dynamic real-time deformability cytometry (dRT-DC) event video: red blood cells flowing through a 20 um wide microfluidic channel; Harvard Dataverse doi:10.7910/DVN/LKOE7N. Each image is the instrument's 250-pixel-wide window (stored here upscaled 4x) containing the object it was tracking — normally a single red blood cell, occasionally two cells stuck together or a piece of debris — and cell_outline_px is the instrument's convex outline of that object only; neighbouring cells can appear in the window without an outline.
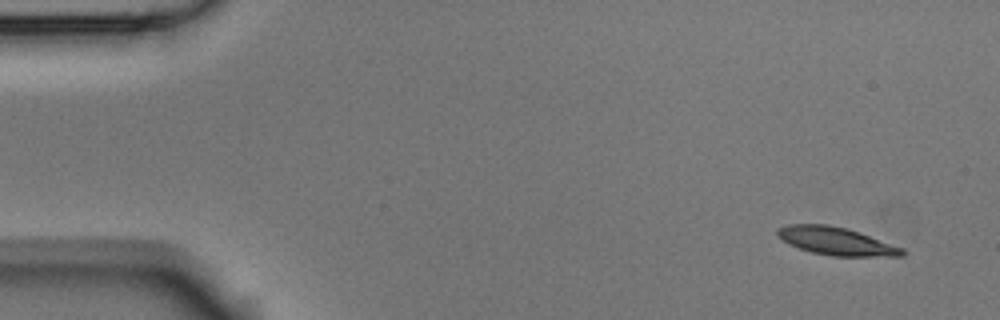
{"species": "Egyptian fruit bat (a non-hibernating species)", "species_latin": "Rousettus aegyptiacus", "temperature_condition": "room temperature", "stored_images_in_passage": 5, "camera_frame_rate_fps": 3000, "um_per_image_px": 0.085, "animal": {"sex": "male"}, "frame": {"image": 1, "passage_image": 1, "time_ms": 0.0, "image_size_px": [1000, 320], "cell_outline_px": [[908, 252], [904, 256], [832, 256], [812, 252], [788, 244], [776, 236], [776, 228], [788, 224], [828, 224], [860, 232], [904, 248]], "centroid_in_image_um": [71.08, 20.49], "position_along_channel_um": 13.9, "area_um2": 20.46}}
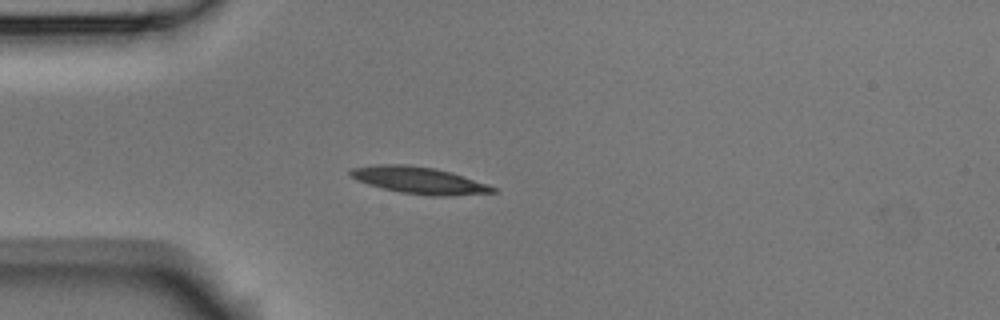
{"frame": {"image": 2, "passage_image": 4, "time_ms": 1.0, "image_size_px": [1000, 320], "cell_outline_px": [[496, 192], [448, 196], [428, 196], [400, 192], [368, 184], [356, 180], [348, 176], [348, 172], [352, 168], [376, 164], [408, 164], [432, 168], [452, 172], [488, 184], [496, 188]], "centroid_in_image_um": [35.6, 15.32], "position_along_channel_um": 49.4, "area_um2": 22.37}}